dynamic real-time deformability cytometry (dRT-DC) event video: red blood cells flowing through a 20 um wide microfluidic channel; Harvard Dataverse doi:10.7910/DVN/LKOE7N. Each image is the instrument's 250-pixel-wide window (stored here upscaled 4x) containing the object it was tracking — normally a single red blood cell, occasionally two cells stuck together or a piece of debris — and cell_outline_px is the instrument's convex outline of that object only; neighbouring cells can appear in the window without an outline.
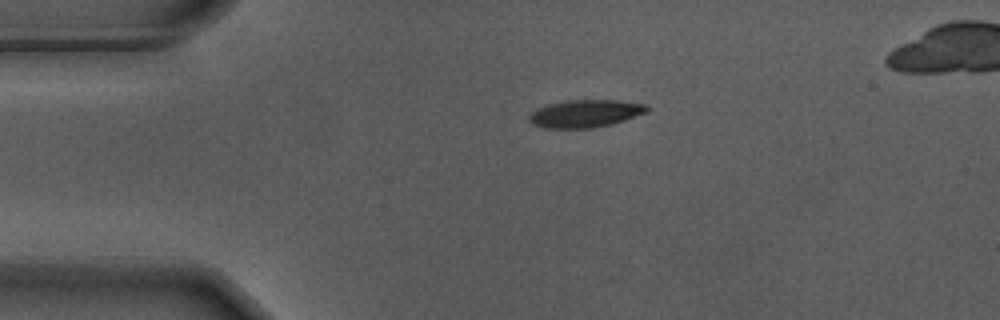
{"species": "Egyptian fruit bat (a non-hibernating species)", "species_latin": "Rousettus aegyptiacus", "temperature_condition": "warm", "stored_images_in_passage": 10, "camera_frame_rate_fps": 3000, "um_per_image_px": 0.085, "animal": {"sex": "male"}, "frame": {"image": 1, "passage_image": 1, "time_ms": 0.0, "image_size_px": [1000, 320], "cell_outline_px": [[648, 112], [612, 124], [592, 128], [544, 128], [532, 124], [528, 120], [528, 116], [536, 108], [548, 104], [568, 100], [616, 100], [648, 104]], "centroid_in_image_um": [49.74, 9.65], "position_along_channel_um": 35.3, "area_um2": 19.07}}
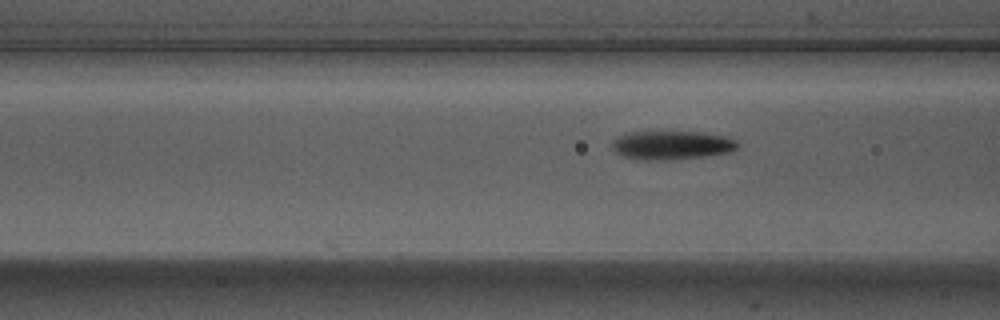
{"frame": {"image": 2, "passage_image": 10, "time_ms": 3.0, "image_size_px": [1000, 320], "cell_outline_px": [[740, 144], [732, 152], [704, 156], [668, 160], [644, 160], [624, 156], [616, 152], [612, 148], [612, 144], [620, 136], [628, 132], [700, 132], [728, 136], [736, 140]], "centroid_in_image_um": [57.16, 12.34], "position_along_channel_um": 109.4, "area_um2": 20.92}}